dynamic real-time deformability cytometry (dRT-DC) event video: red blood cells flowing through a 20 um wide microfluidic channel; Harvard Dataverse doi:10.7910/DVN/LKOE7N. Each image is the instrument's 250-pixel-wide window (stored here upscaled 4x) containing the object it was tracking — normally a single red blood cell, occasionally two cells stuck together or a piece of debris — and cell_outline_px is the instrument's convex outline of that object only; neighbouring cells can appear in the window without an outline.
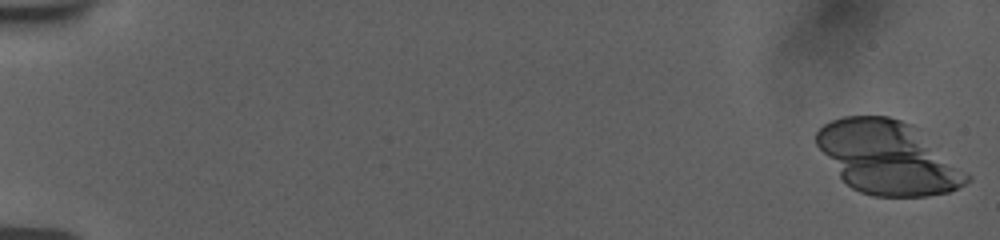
{"species": "human", "species_latin": "Homo sapiens", "temperature_condition": "room temperature", "stored_images_in_passage": 55, "segment_of_instrument_passage": [1, 2], "camera_frame_rate_fps": 3000, "um_per_image_px": 0.085, "donor": {"sex": "female"}, "frame": {"image": 1, "passage_image": 1, "time_ms": 0.0, "image_size_px": [1000, 240], "cell_outline_px": [[972, 180], [948, 192], [928, 196], [872, 196], [860, 192], [852, 188], [840, 176], [816, 144], [816, 132], [824, 124], [832, 120], [844, 116], [888, 116], [912, 124], [920, 128], [968, 172], [972, 176]], "centroid_in_image_um": [75.53, 13.38], "position_along_channel_um": 9.5, "area_um2": 64.22}}
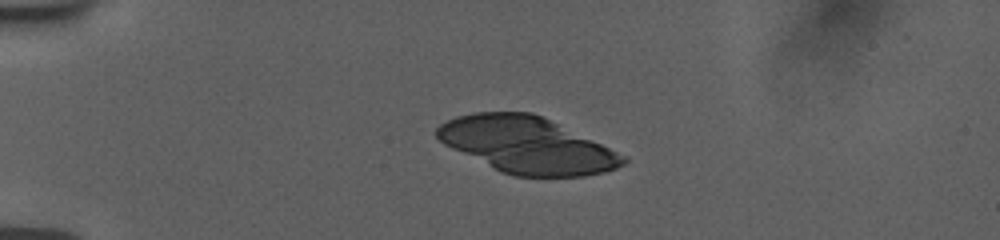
{"frame": {"image": 2, "passage_image": 14, "time_ms": 4.333, "image_size_px": [1000, 240], "cell_outline_px": [[628, 160], [624, 164], [616, 168], [604, 172], [584, 176], [516, 176], [500, 172], [444, 144], [436, 136], [436, 128], [440, 124], [456, 116], [472, 112], [532, 112], [628, 156]], "centroid_in_image_um": [44.79, 12.33], "position_along_channel_um": 40.2, "area_um2": 60.57}}